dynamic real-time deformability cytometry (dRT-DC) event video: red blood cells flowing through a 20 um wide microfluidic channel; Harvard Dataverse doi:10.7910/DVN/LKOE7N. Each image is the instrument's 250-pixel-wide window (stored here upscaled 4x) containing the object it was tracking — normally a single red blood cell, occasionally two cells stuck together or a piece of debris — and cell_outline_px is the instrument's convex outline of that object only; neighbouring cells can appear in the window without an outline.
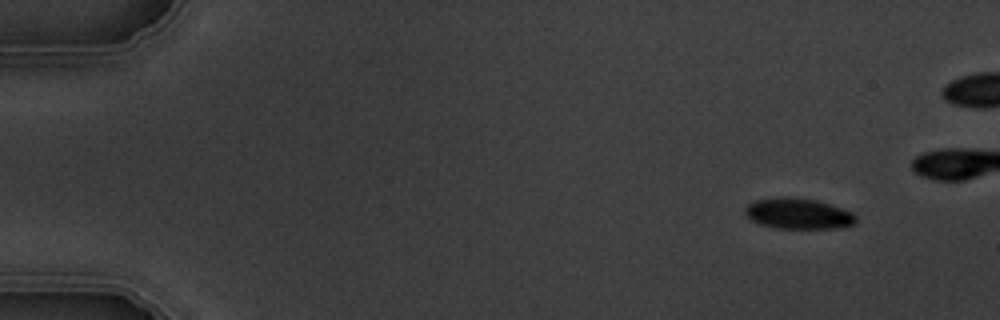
{"species": "common noctule bat (a hibernating species)", "species_latin": "Nyctalus noctula", "temperature_condition": "warm", "stored_images_in_passage": 5, "camera_frame_rate_fps": 3000, "um_per_image_px": 0.085, "animal": {"sex": "male", "body_mass_g": 19.5, "forearm_length_mm": 54.6}, "frame": {"image": 1, "passage_image": 1, "time_ms": 0.0, "image_size_px": [1000, 320], "cell_outline_px": [[856, 224], [836, 228], [780, 228], [760, 224], [752, 220], [744, 212], [744, 208], [748, 204], [756, 200], [780, 196], [788, 196], [816, 200], [852, 212], [856, 216]], "centroid_in_image_um": [67.84, 18.15], "position_along_channel_um": 17.2, "area_um2": 19.77}}